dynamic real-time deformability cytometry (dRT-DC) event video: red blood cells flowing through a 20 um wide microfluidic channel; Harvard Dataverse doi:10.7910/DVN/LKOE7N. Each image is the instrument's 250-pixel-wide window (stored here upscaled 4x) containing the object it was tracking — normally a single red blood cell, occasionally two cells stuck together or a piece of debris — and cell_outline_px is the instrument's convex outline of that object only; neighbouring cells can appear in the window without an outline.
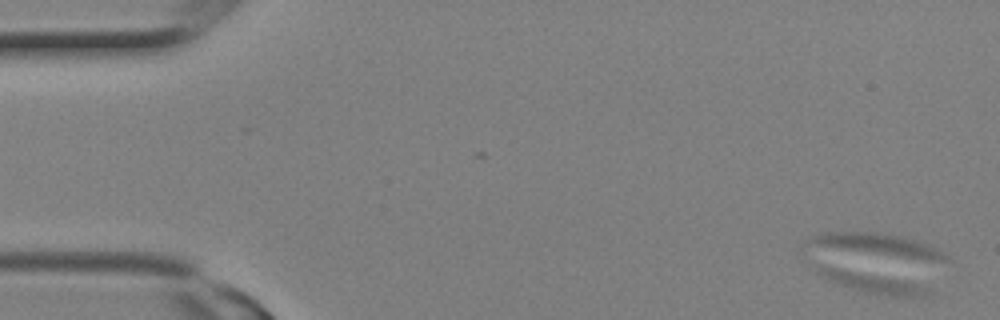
{"species": "Egyptian fruit bat (a non-hibernating species)", "species_latin": "Rousettus aegyptiacus", "temperature_condition": "room temperature", "stored_images_in_passage": 20, "segment_of_instrument_passage": [1, 2], "camera_frame_rate_fps": 3000, "um_per_image_px": 0.085, "animal": {"sex": "female"}, "frame": {"image": 1, "passage_image": 1, "time_ms": 0.0, "image_size_px": [1000, 320], "cell_outline_px": [[932, 292], [912, 296], [888, 296], [868, 292], [840, 284], [828, 280], [820, 276], [816, 272], [816, 268], [832, 268], [904, 280], [916, 284]], "centroid_in_image_um": [74.13, 24.04], "position_along_channel_um": 10.9, "area_um2": 11.73}}